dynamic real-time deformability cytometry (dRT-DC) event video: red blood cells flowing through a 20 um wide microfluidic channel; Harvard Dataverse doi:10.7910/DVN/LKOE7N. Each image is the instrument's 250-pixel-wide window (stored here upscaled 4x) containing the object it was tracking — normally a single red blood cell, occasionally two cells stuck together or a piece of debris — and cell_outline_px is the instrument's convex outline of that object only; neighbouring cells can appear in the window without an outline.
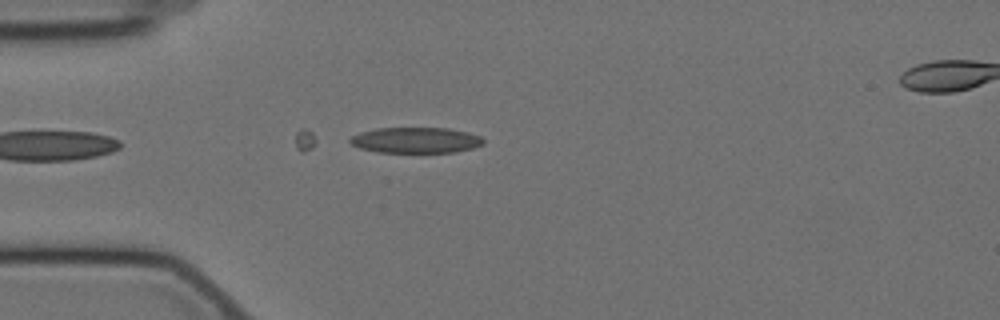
{"species": "Egyptian fruit bat (a non-hibernating species)", "species_latin": "Rousettus aegyptiacus", "temperature_condition": "cold", "stored_images_in_passage": 46, "camera_frame_rate_fps": 3000, "um_per_image_px": 0.085, "animal": {"sex": "female"}, "frame": {"image": 1, "passage_image": 4, "time_ms": 1.0, "image_size_px": [1000, 320], "cell_outline_px": [[484, 144], [472, 148], [456, 152], [376, 152], [360, 148], [352, 144], [348, 140], [352, 136], [360, 132], [376, 128], [448, 128], [468, 132], [480, 136], [484, 140]], "centroid_in_image_um": [35.35, 11.91], "position_along_channel_um": 49.7, "area_um2": 20.0}}
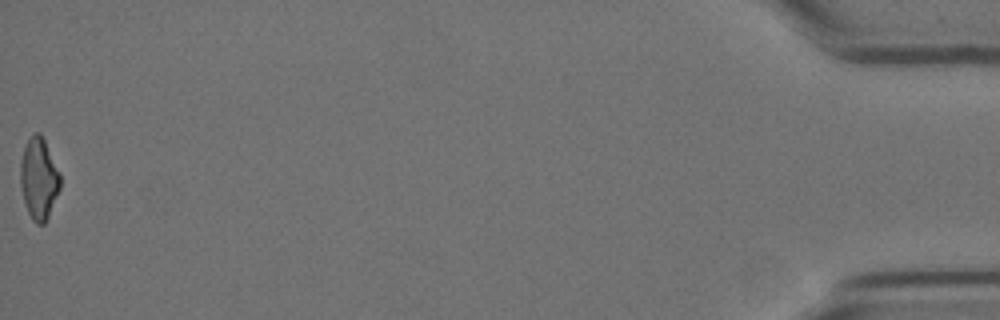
{"frame": {"image": 2, "passage_image": 46, "time_ms": 15.0, "image_size_px": [1000, 320], "cell_outline_px": [[60, 188], [48, 216], [44, 224], [36, 224], [32, 220], [28, 212], [24, 200], [20, 184], [20, 160], [24, 148], [32, 132], [40, 132], [60, 172]], "centroid_in_image_um": [3.29, 15.16], "position_along_channel_um": 431.9, "area_um2": 18.84}}